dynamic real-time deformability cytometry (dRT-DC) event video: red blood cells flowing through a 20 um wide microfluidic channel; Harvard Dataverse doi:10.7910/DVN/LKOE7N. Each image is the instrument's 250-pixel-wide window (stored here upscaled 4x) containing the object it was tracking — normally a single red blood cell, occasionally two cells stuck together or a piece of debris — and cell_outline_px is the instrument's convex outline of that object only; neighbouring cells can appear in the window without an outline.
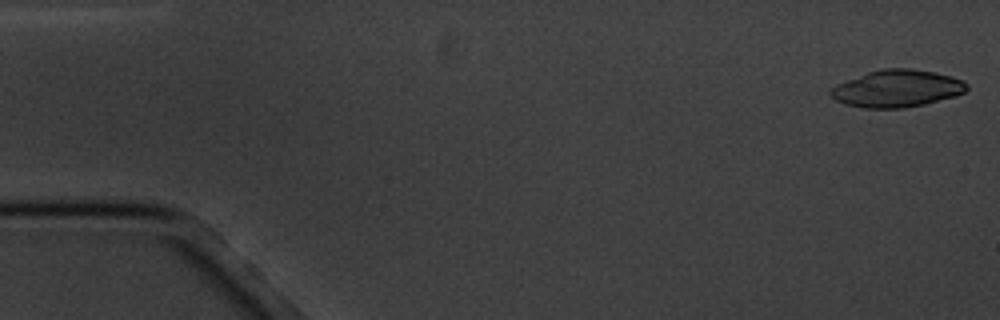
{"species": "common noctule bat (a hibernating species)", "species_latin": "Nyctalus noctula", "temperature_condition": "cold", "stored_images_in_passage": 5, "camera_frame_rate_fps": 3000, "um_per_image_px": 0.085, "animal": {"sex": "male", "body_mass_g": 20.1, "forearm_length_mm": 53.5}, "frame": {"image": 1, "passage_image": 1, "time_ms": 0.0, "image_size_px": [1000, 320], "cell_outline_px": [[968, 88], [964, 92], [956, 96], [924, 104], [904, 108], [864, 108], [844, 104], [836, 100], [828, 92], [836, 84], [868, 72], [884, 68], [908, 68], [932, 72], [964, 80], [968, 84]], "centroid_in_image_um": [76.24, 7.53], "position_along_channel_um": 8.8, "area_um2": 29.36}}